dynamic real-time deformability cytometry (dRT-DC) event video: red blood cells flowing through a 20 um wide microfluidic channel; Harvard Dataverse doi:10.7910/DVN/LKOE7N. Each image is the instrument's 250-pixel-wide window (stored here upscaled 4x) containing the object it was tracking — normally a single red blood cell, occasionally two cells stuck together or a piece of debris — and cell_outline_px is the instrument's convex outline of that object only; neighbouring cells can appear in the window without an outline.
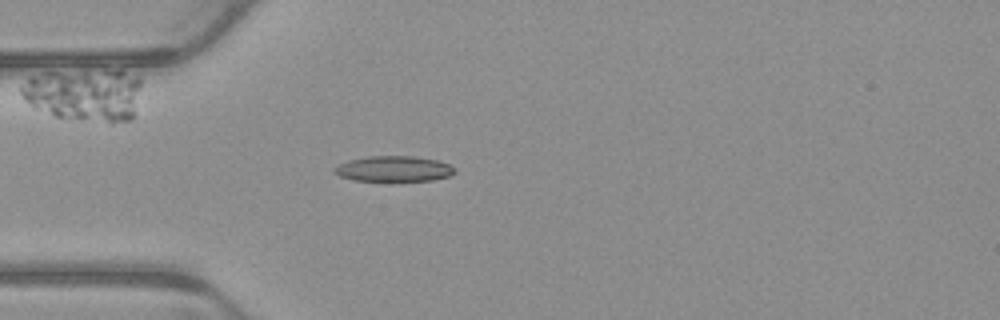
{"species": "common noctule bat (a hibernating species)", "species_latin": "Nyctalus noctula", "temperature_condition": "warm", "stored_images_in_passage": 3, "camera_frame_rate_fps": 3000, "um_per_image_px": 0.085, "animal": {"sex": "male", "body_mass_g": 23.1, "forearm_length_mm": 52.7}, "frame": {"image": 1, "passage_image": 3, "time_ms": 0.667, "image_size_px": [1000, 320], "cell_outline_px": [[456, 172], [448, 176], [432, 180], [352, 180], [340, 176], [332, 172], [332, 168], [348, 160], [368, 156], [412, 156], [436, 160], [448, 164], [456, 168]], "centroid_in_image_um": [33.44, 14.34], "position_along_channel_um": 51.6, "area_um2": 17.74}}